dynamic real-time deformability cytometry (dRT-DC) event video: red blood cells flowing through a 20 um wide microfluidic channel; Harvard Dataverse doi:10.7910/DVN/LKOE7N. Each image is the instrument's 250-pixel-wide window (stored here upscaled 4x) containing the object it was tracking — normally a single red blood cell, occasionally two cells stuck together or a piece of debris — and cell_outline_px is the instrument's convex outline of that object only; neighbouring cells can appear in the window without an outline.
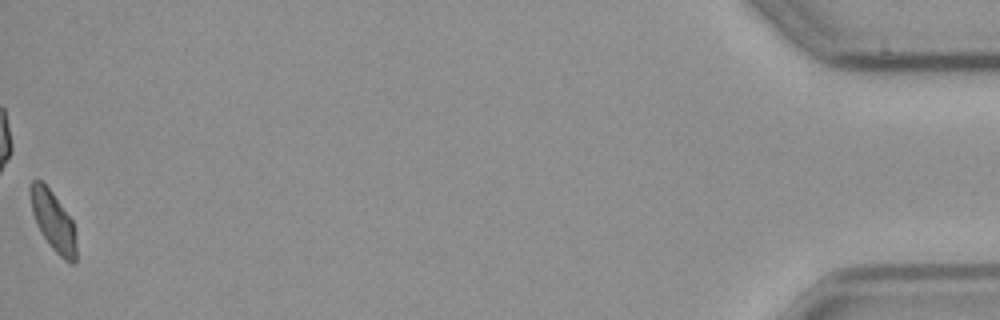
{"species": "common noctule bat (a hibernating species)", "species_latin": "Nyctalus noctula", "temperature_condition": "cold", "stored_images_in_passage": 46, "camera_frame_rate_fps": 3000, "um_per_image_px": 0.085, "animal": {"sex": "male", "body_mass_g": 23.1, "forearm_length_mm": 52.7}, "frame": {"image": 1, "passage_image": 46, "time_ms": 15.0, "image_size_px": [1000, 320], "cell_outline_px": [[76, 260], [72, 264], [64, 260], [52, 248], [36, 224], [32, 212], [28, 188], [32, 180], [40, 180], [52, 192], [72, 220], [76, 244]], "centroid_in_image_um": [4.5, 18.78], "position_along_channel_um": 430.7, "area_um2": 15.78}, "authors_computed_cell_mechanics": {"area_um2": 17.5712, "velocity_mm_per_s": 3.6707, "shape_relaxation_time_tau1_ms": 8.2674, "shape_relaxation_time_tau2_ms": null, "deformation_change_tau1": 0.1478, "deformation_change_tau2": null}}